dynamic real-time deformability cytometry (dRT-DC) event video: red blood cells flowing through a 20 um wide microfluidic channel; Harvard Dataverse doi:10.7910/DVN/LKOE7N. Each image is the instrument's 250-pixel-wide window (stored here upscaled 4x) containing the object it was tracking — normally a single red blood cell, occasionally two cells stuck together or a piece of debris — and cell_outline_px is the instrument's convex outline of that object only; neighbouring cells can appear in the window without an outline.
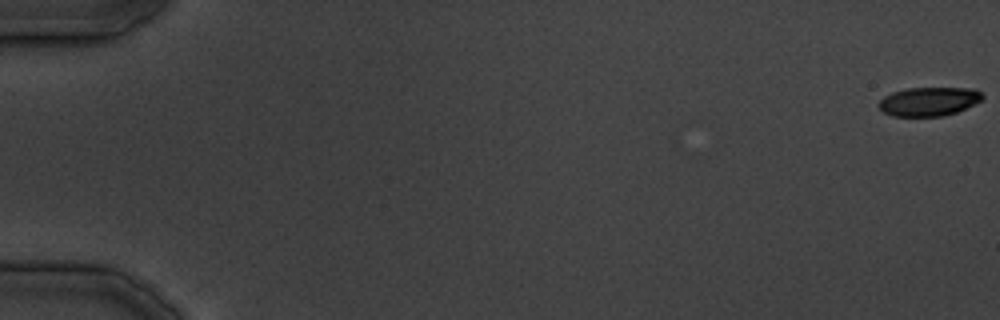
{"species": "common noctule bat (a hibernating species)", "species_latin": "Nyctalus noctula", "temperature_condition": "cold", "stored_images_in_passage": 18, "camera_frame_rate_fps": 3000, "um_per_image_px": 0.085, "animal": {"sex": "male", "body_mass_g": 19.5, "forearm_length_mm": 54.6}, "frame": {"image": 1, "passage_image": 1, "time_ms": 0.0, "image_size_px": [1000, 320], "cell_outline_px": [[984, 96], [980, 100], [956, 112], [944, 116], [892, 116], [884, 112], [876, 104], [884, 96], [892, 92], [908, 88], [976, 88]], "centroid_in_image_um": [78.92, 8.62], "position_along_channel_um": 6.1, "area_um2": 17.34}}
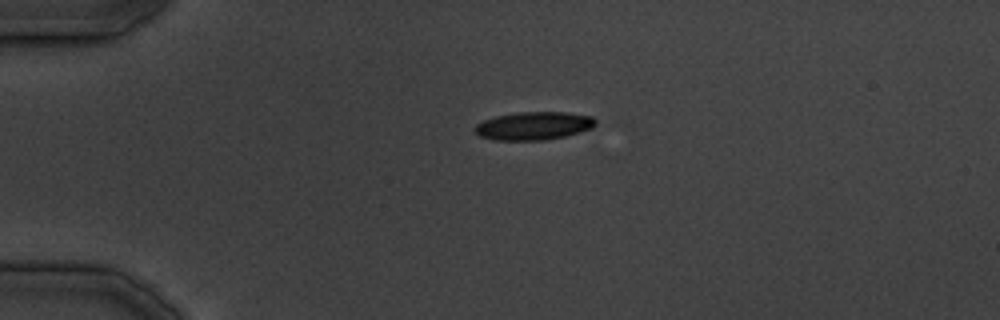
{"frame": {"image": 2, "passage_image": 10, "time_ms": 11.333, "image_size_px": [1000, 320], "cell_outline_px": [[596, 124], [592, 128], [580, 132], [564, 136], [544, 140], [496, 140], [480, 136], [472, 128], [476, 124], [484, 120], [496, 116], [516, 112], [568, 112], [592, 116], [596, 120]], "centroid_in_image_um": [45.37, 10.69], "position_along_channel_um": 39.6, "area_um2": 19.83}}